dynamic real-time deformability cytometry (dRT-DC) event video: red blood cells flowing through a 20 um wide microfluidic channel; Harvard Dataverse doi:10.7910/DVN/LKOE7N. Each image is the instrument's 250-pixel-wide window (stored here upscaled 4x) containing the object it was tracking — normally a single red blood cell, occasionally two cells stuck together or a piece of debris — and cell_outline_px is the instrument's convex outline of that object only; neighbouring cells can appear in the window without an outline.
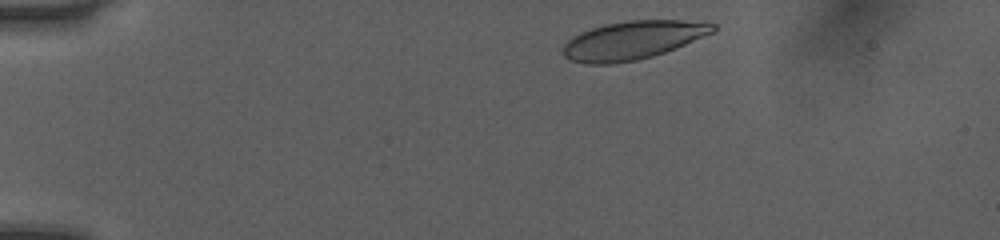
{"species": "human", "species_latin": "Homo sapiens", "temperature_condition": "room temperature", "stored_images_in_passage": 38, "camera_frame_rate_fps": 3000, "um_per_image_px": 0.085, "donor": {"sex": "female"}, "frame": {"image": 1, "passage_image": 2, "time_ms": 0.333, "image_size_px": [1000, 240], "cell_outline_px": [[716, 28], [712, 32], [676, 48], [652, 56], [636, 60], [612, 64], [584, 64], [572, 60], [564, 56], [564, 44], [572, 36], [580, 32], [604, 24], [628, 20], [680, 20], [716, 24]], "centroid_in_image_um": [53.74, 3.42], "position_along_channel_um": 31.3, "area_um2": 33.23}}
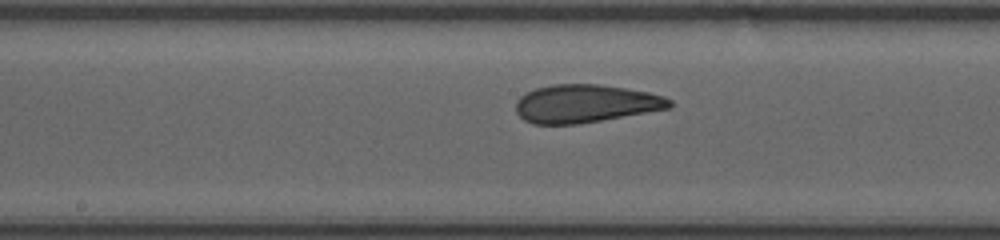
{"frame": {"image": 2, "passage_image": 20, "time_ms": 6.333, "image_size_px": [1000, 240], "cell_outline_px": [[672, 108], [580, 124], [532, 124], [524, 120], [516, 112], [516, 100], [520, 96], [536, 88], [552, 84], [600, 84], [648, 92], [664, 96], [672, 100]], "centroid_in_image_um": [49.77, 8.81], "position_along_channel_um": 198.4, "area_um2": 34.28}}
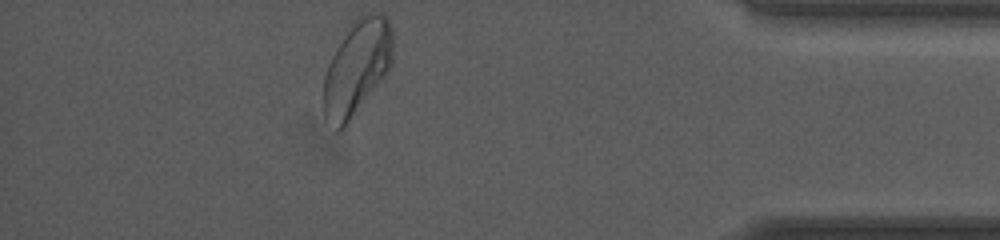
{"frame": {"image": 3, "passage_image": 38, "time_ms": 12.333, "image_size_px": [1000, 240], "cell_outline_px": [[392, 64], [388, 72], [344, 128], [336, 132], [324, 116], [324, 76], [328, 64], [344, 28], [360, 12], [380, 12], [388, 16], [392, 28]], "centroid_in_image_um": [30.34, 5.65], "position_along_channel_um": 404.9, "area_um2": 39.19}, "authors_computed_cell_mechanics": {"area_um2": 34.2754, "velocity_mm_per_s": 4.0418, "shape_relaxation_time_tau1_ms": null, "shape_relaxation_time_tau2_ms": 0.9169, "deformation_change_tau1": null, "deformation_change_tau2": 0.0572}}